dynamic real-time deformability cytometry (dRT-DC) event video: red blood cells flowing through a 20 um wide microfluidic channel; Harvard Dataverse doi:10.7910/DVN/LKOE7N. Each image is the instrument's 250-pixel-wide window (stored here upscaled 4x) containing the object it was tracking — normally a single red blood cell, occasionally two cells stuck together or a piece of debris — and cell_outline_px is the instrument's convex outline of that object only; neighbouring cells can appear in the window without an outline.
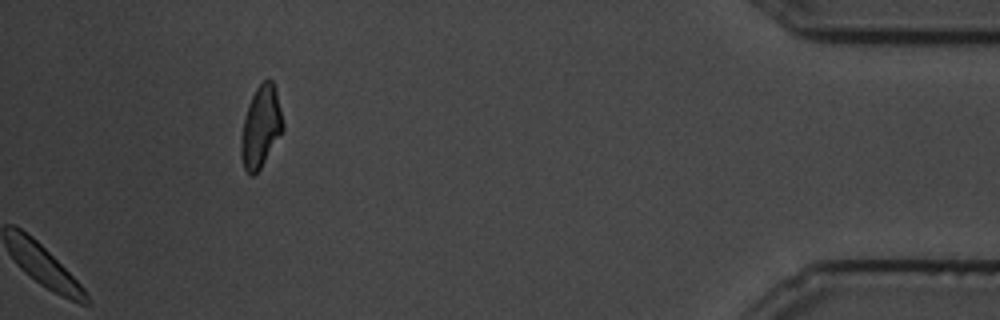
{"species": "common noctule bat (a hibernating species)", "species_latin": "Nyctalus noctula", "temperature_condition": "cold", "stored_images_in_passage": 21, "camera_frame_rate_fps": 3000, "um_per_image_px": 0.085, "animal": {"sex": "male", "body_mass_g": 19.5, "forearm_length_mm": 54.6}, "frame": {"image": 1, "passage_image": 21, "time_ms": 6.667, "image_size_px": [1000, 320], "cell_outline_px": [[284, 128], [260, 168], [252, 176], [248, 176], [244, 168], [240, 152], [240, 140], [244, 120], [248, 104], [256, 88], [264, 80], [272, 80], [276, 88], [284, 124]], "centroid_in_image_um": [22.16, 10.78], "position_along_channel_um": 413.0, "area_um2": 19.71}}